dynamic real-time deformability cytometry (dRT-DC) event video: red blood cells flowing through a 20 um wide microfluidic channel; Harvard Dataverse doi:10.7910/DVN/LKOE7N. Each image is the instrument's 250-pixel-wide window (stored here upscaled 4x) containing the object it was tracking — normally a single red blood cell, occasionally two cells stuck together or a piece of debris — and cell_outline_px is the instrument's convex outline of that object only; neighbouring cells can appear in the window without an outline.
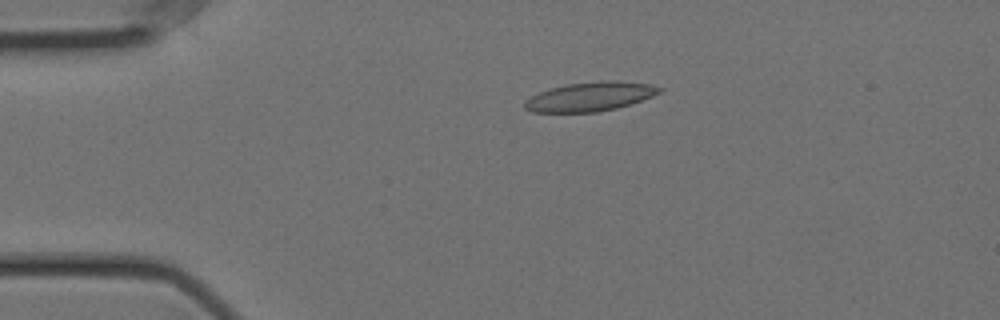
{"species": "Egyptian fruit bat (a non-hibernating species)", "species_latin": "Rousettus aegyptiacus", "temperature_condition": "cold", "stored_images_in_passage": 57, "camera_frame_rate_fps": 3000, "um_per_image_px": 0.085, "animal": {"sex": "female"}, "frame": {"image": 1, "passage_image": 12, "time_ms": 3.667, "image_size_px": [1000, 320], "cell_outline_px": [[664, 88], [660, 92], [652, 96], [616, 108], [596, 112], [532, 112], [524, 108], [524, 100], [540, 92], [552, 88], [568, 84], [608, 80], [612, 80], [648, 84]], "centroid_in_image_um": [50.13, 8.22], "position_along_channel_um": 34.9, "area_um2": 22.48}}
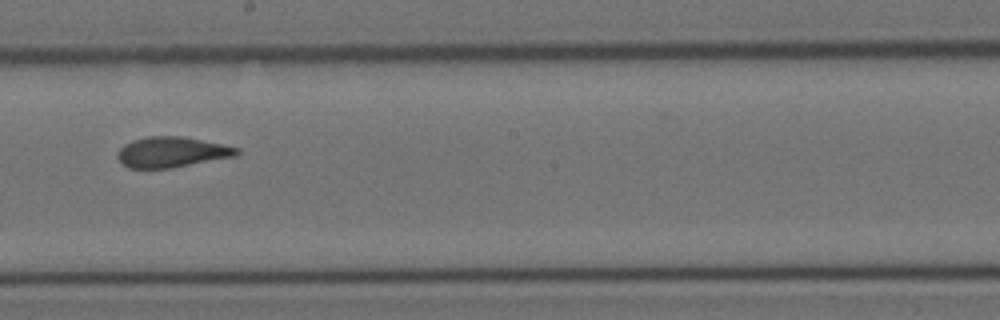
{"frame": {"image": 2, "passage_image": 32, "time_ms": 10.333, "image_size_px": [1000, 320], "cell_outline_px": [[240, 152], [236, 156], [172, 168], [128, 168], [116, 156], [116, 152], [124, 144], [132, 140], [148, 136], [184, 136], [240, 148]], "centroid_in_image_um": [14.6, 12.92], "position_along_channel_um": 233.6, "area_um2": 21.27}}
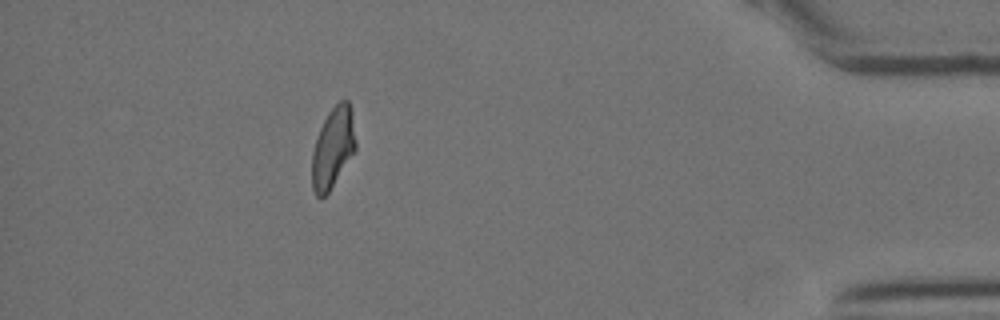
{"frame": {"image": 3, "passage_image": 51, "time_ms": 16.667, "image_size_px": [1000, 320], "cell_outline_px": [[356, 148], [328, 192], [320, 200], [316, 196], [312, 188], [312, 152], [320, 128], [328, 112], [340, 100], [348, 100], [352, 108], [356, 140]], "centroid_in_image_um": [28.3, 12.53], "position_along_channel_um": 406.9, "area_um2": 20.4}, "authors_computed_cell_mechanics": {"area_um2": 21.675, "velocity_mm_per_s": 3.5512, "shape_relaxation_time_tau1_ms": null, "shape_relaxation_time_tau2_ms": 1.8613, "deformation_change_tau1": null, "deformation_change_tau2": 0.0857}}